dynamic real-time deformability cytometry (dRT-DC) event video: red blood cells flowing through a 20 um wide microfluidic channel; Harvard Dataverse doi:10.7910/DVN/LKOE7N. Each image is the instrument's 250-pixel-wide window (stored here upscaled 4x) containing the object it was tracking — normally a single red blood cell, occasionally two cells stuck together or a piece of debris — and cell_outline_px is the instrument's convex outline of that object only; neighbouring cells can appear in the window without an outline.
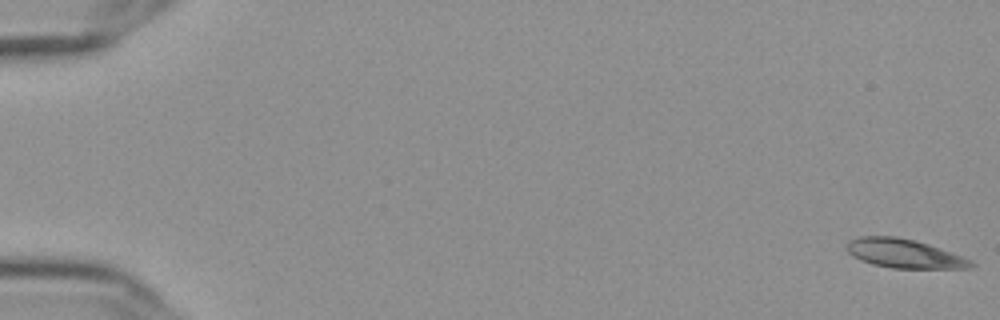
{"species": "Egyptian fruit bat (a non-hibernating species)", "species_latin": "Rousettus aegyptiacus", "temperature_condition": "cold", "stored_images_in_passage": 5, "camera_frame_rate_fps": 3000, "um_per_image_px": 0.085, "frame": {"image": 1, "passage_image": 1, "time_ms": 0.0, "image_size_px": [1000, 320], "cell_outline_px": [[976, 264], [972, 268], [892, 268], [872, 264], [860, 260], [852, 256], [844, 248], [848, 240], [860, 236], [896, 236], [916, 240], [940, 248], [972, 260]], "centroid_in_image_um": [76.82, 21.54], "position_along_channel_um": 8.2, "area_um2": 21.15}}